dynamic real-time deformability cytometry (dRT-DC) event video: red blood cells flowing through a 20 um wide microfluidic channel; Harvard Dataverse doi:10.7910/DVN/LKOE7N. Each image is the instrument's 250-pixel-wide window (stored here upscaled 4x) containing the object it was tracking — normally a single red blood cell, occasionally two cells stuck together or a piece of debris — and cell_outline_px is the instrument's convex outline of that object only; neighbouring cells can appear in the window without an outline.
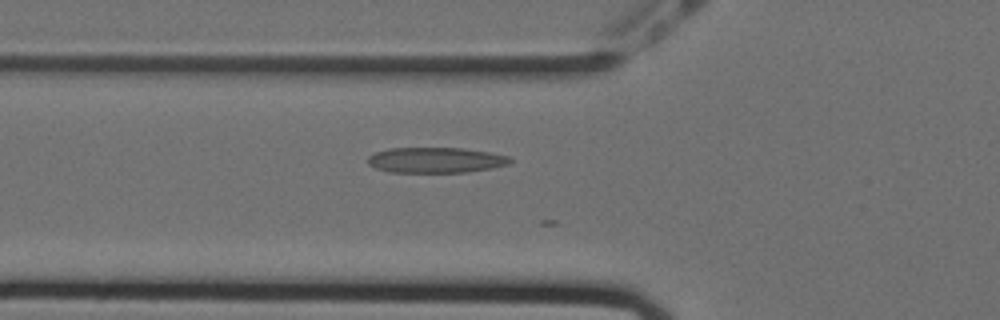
{"species": "Egyptian fruit bat (a non-hibernating species)", "species_latin": "Rousettus aegyptiacus", "temperature_condition": "cold", "stored_images_in_passage": 10, "camera_frame_rate_fps": 3000, "um_per_image_px": 0.085, "animal": {"sex": "female"}, "frame": {"image": 1, "passage_image": 2, "time_ms": 0.333, "image_size_px": [1000, 320], "cell_outline_px": [[512, 160], [508, 164], [492, 168], [464, 172], [388, 172], [376, 168], [368, 164], [368, 156], [376, 152], [388, 148], [464, 148], [488, 152], [508, 156]], "centroid_in_image_um": [37.01, 13.6], "position_along_channel_um": 88.8, "area_um2": 21.04}}
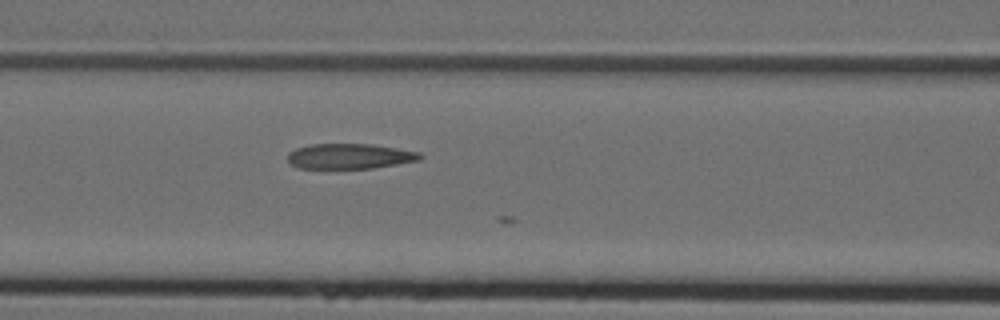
{"frame": {"image": 2, "passage_image": 6, "time_ms": 1.667, "image_size_px": [1000, 320], "cell_outline_px": [[424, 156], [420, 160], [372, 168], [296, 168], [288, 164], [288, 152], [296, 148], [312, 144], [372, 144], [420, 152]], "centroid_in_image_um": [29.7, 13.28], "position_along_channel_um": 136.9, "area_um2": 19.54}}
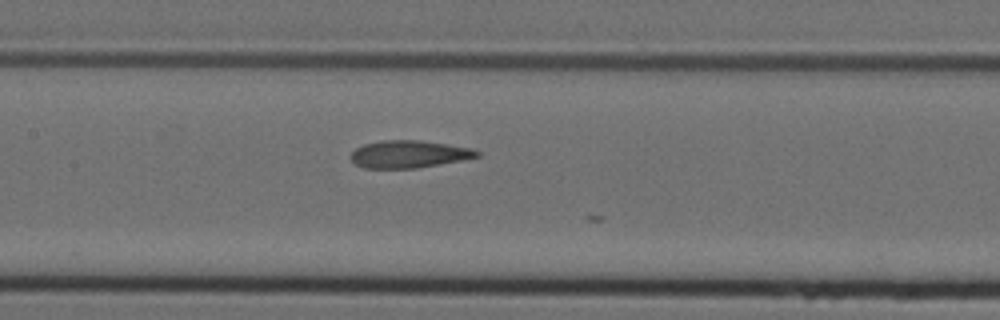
{"frame": {"image": 3, "passage_image": 9, "time_ms": 2.667, "image_size_px": [1000, 320], "cell_outline_px": [[480, 156], [464, 160], [416, 168], [364, 168], [356, 164], [352, 160], [352, 152], [356, 148], [364, 144], [384, 140], [420, 140], [448, 144], [472, 148], [480, 152]], "centroid_in_image_um": [34.8, 13.1], "position_along_channel_um": 172.6, "area_um2": 20.11}}